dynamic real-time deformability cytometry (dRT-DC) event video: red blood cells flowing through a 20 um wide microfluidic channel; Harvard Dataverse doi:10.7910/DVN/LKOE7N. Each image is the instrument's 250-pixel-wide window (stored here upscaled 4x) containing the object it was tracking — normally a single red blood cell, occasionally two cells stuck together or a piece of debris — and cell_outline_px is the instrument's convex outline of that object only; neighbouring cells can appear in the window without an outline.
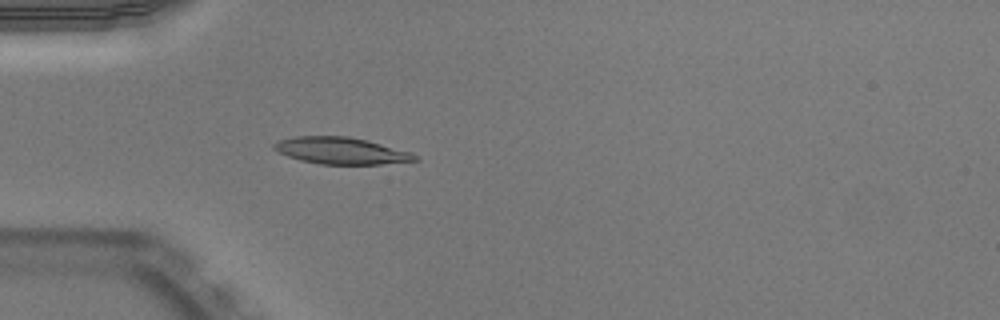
{"species": "Egyptian fruit bat (a non-hibernating species)", "species_latin": "Rousettus aegyptiacus", "temperature_condition": "warm", "stored_images_in_passage": 38, "camera_frame_rate_fps": 3000, "um_per_image_px": 0.085, "animal": {"sex": "male"}, "frame": {"image": 1, "passage_image": 2, "time_ms": 0.333, "image_size_px": [1000, 320], "cell_outline_px": [[420, 160], [380, 164], [320, 164], [300, 160], [288, 156], [272, 148], [272, 144], [280, 140], [296, 136], [348, 136], [368, 140], [412, 152]], "centroid_in_image_um": [29.01, 12.8], "position_along_channel_um": 56.0, "area_um2": 21.96}}
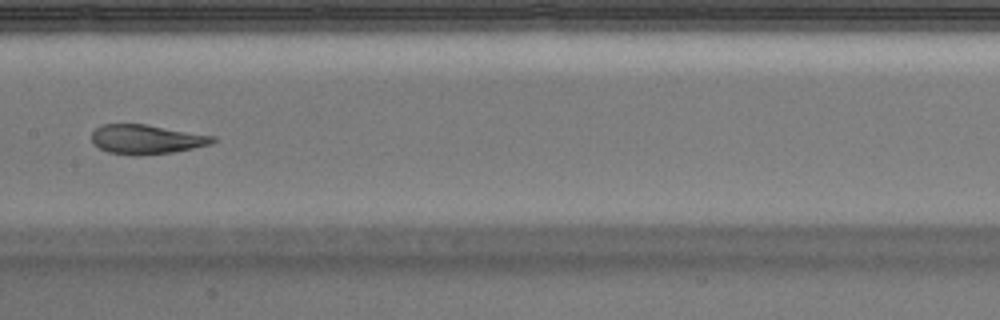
{"frame": {"image": 2, "passage_image": 13, "time_ms": 4.0, "image_size_px": [1000, 320], "cell_outline_px": [[216, 140], [212, 144], [172, 152], [136, 156], [132, 156], [108, 152], [92, 144], [92, 132], [96, 128], [104, 124], [144, 124], [216, 136]], "centroid_in_image_um": [12.43, 11.85], "position_along_channel_um": 195.0, "area_um2": 20.75}}
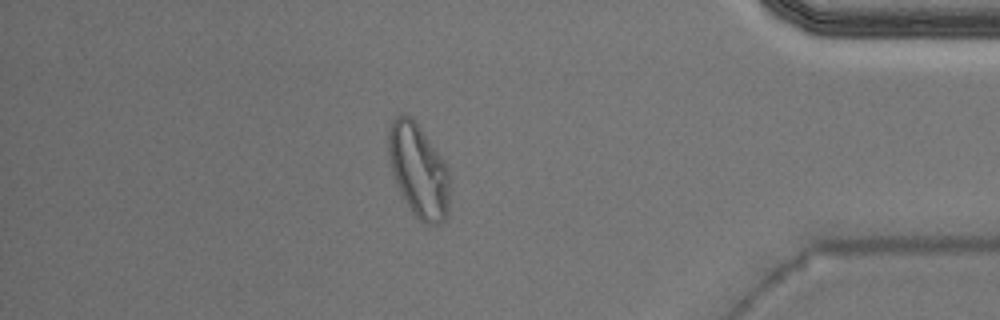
{"frame": {"image": 3, "passage_image": 31, "time_ms": 10.0, "image_size_px": [1000, 320], "cell_outline_px": [[448, 216], [440, 224], [424, 224], [412, 212], [404, 200], [392, 172], [388, 152], [388, 132], [392, 120], [396, 116], [412, 116], [444, 160], [448, 168]], "centroid_in_image_um": [35.57, 14.5], "position_along_channel_um": 399.6, "area_um2": 33.12}, "authors_computed_cell_mechanics": {"area_um2": 22.2241, "velocity_mm_per_s": 3.9555, "shape_relaxation_time_tau1_ms": null, "shape_relaxation_time_tau2_ms": 0.9682, "deformation_change_tau1": null, "deformation_change_tau2": 0.072}}